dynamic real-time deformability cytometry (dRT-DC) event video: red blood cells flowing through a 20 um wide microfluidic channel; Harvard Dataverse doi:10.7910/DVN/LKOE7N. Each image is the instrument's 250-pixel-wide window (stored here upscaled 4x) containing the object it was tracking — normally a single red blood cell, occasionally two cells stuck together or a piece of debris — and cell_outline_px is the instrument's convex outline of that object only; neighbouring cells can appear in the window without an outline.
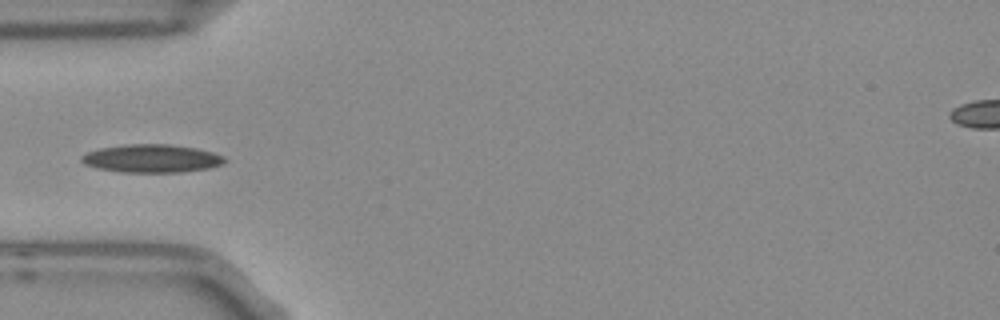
{"species": "Egyptian fruit bat (a non-hibernating species)", "species_latin": "Rousettus aegyptiacus", "temperature_condition": "room temperature", "stored_images_in_passage": 5, "camera_frame_rate_fps": 3000, "um_per_image_px": 0.085, "frame": {"image": 1, "passage_image": 5, "time_ms": 1.333, "image_size_px": [1000, 320], "cell_outline_px": [[228, 160], [224, 164], [208, 168], [184, 172], [120, 172], [96, 168], [84, 164], [80, 160], [80, 156], [88, 152], [100, 148], [124, 144], [168, 144], [196, 148], [212, 152], [224, 156]], "centroid_in_image_um": [12.9, 13.47], "position_along_channel_um": 72.1, "area_um2": 23.64}}